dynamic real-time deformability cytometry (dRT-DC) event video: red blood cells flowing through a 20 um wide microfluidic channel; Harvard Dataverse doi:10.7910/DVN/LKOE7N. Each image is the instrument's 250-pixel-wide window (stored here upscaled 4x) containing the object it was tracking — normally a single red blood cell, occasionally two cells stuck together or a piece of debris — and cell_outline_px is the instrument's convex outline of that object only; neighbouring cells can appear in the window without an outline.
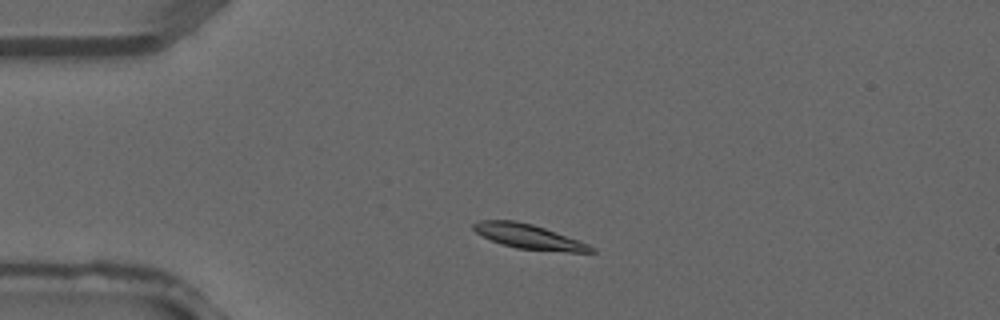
{"species": "common noctule bat (a hibernating species)", "species_latin": "Nyctalus noctula", "temperature_condition": "warm", "stored_images_in_passage": 2, "camera_frame_rate_fps": 3000, "um_per_image_px": 0.085, "animal": {"sex": "male", "forearm_length_mm": 52.5}, "frame": {"image": 1, "passage_image": 1, "time_ms": 0.0, "image_size_px": [1000, 320], "cell_outline_px": [[596, 252], [568, 252], [516, 248], [500, 244], [476, 232], [472, 228], [472, 224], [480, 220], [516, 220], [532, 224], [544, 228], [588, 244], [596, 248]], "centroid_in_image_um": [44.93, 20.11], "position_along_channel_um": 40.1, "area_um2": 16.7}}